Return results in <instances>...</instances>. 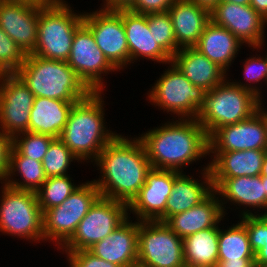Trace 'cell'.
Wrapping results in <instances>:
<instances>
[{"instance_id":"1","label":"cell","mask_w":267,"mask_h":267,"mask_svg":"<svg viewBox=\"0 0 267 267\" xmlns=\"http://www.w3.org/2000/svg\"><path fill=\"white\" fill-rule=\"evenodd\" d=\"M95 164L102 172L101 179L93 180L100 195L127 205L138 195L152 169L141 139L120 134L104 147Z\"/></svg>"},{"instance_id":"2","label":"cell","mask_w":267,"mask_h":267,"mask_svg":"<svg viewBox=\"0 0 267 267\" xmlns=\"http://www.w3.org/2000/svg\"><path fill=\"white\" fill-rule=\"evenodd\" d=\"M179 120L168 121L139 137L152 168L183 172L182 167L209 155L203 126L196 119Z\"/></svg>"},{"instance_id":"3","label":"cell","mask_w":267,"mask_h":267,"mask_svg":"<svg viewBox=\"0 0 267 267\" xmlns=\"http://www.w3.org/2000/svg\"><path fill=\"white\" fill-rule=\"evenodd\" d=\"M101 92H91L76 102L69 113L60 140L79 161L97 159L104 147L118 134L105 128Z\"/></svg>"},{"instance_id":"4","label":"cell","mask_w":267,"mask_h":267,"mask_svg":"<svg viewBox=\"0 0 267 267\" xmlns=\"http://www.w3.org/2000/svg\"><path fill=\"white\" fill-rule=\"evenodd\" d=\"M16 74L35 97L78 102L92 92L67 61L27 54Z\"/></svg>"},{"instance_id":"5","label":"cell","mask_w":267,"mask_h":267,"mask_svg":"<svg viewBox=\"0 0 267 267\" xmlns=\"http://www.w3.org/2000/svg\"><path fill=\"white\" fill-rule=\"evenodd\" d=\"M261 100L252 91L225 79L212 90L206 91L204 104L196 120L209 136L215 129L250 118Z\"/></svg>"},{"instance_id":"6","label":"cell","mask_w":267,"mask_h":267,"mask_svg":"<svg viewBox=\"0 0 267 267\" xmlns=\"http://www.w3.org/2000/svg\"><path fill=\"white\" fill-rule=\"evenodd\" d=\"M66 2L42 8L38 19V39L33 55L67 61L75 31L83 24L84 13H74Z\"/></svg>"},{"instance_id":"7","label":"cell","mask_w":267,"mask_h":267,"mask_svg":"<svg viewBox=\"0 0 267 267\" xmlns=\"http://www.w3.org/2000/svg\"><path fill=\"white\" fill-rule=\"evenodd\" d=\"M0 232L32 241L44 240L43 213L36 192L1 186Z\"/></svg>"},{"instance_id":"8","label":"cell","mask_w":267,"mask_h":267,"mask_svg":"<svg viewBox=\"0 0 267 267\" xmlns=\"http://www.w3.org/2000/svg\"><path fill=\"white\" fill-rule=\"evenodd\" d=\"M152 86L148 98L160 109L177 114L179 119H196L204 104L206 91L194 86L173 63ZM180 116V118H179Z\"/></svg>"},{"instance_id":"9","label":"cell","mask_w":267,"mask_h":267,"mask_svg":"<svg viewBox=\"0 0 267 267\" xmlns=\"http://www.w3.org/2000/svg\"><path fill=\"white\" fill-rule=\"evenodd\" d=\"M127 211L126 203L100 196L60 249L65 252L88 250L122 224L128 218Z\"/></svg>"},{"instance_id":"10","label":"cell","mask_w":267,"mask_h":267,"mask_svg":"<svg viewBox=\"0 0 267 267\" xmlns=\"http://www.w3.org/2000/svg\"><path fill=\"white\" fill-rule=\"evenodd\" d=\"M100 196L96 184L88 181L80 184L60 205L46 210L43 213L44 240L56 242L60 248Z\"/></svg>"},{"instance_id":"11","label":"cell","mask_w":267,"mask_h":267,"mask_svg":"<svg viewBox=\"0 0 267 267\" xmlns=\"http://www.w3.org/2000/svg\"><path fill=\"white\" fill-rule=\"evenodd\" d=\"M137 267H186L183 239L165 222L138 221Z\"/></svg>"},{"instance_id":"12","label":"cell","mask_w":267,"mask_h":267,"mask_svg":"<svg viewBox=\"0 0 267 267\" xmlns=\"http://www.w3.org/2000/svg\"><path fill=\"white\" fill-rule=\"evenodd\" d=\"M83 24L92 32L96 45L117 70L130 64L122 9L100 8L99 11L84 12Z\"/></svg>"},{"instance_id":"13","label":"cell","mask_w":267,"mask_h":267,"mask_svg":"<svg viewBox=\"0 0 267 267\" xmlns=\"http://www.w3.org/2000/svg\"><path fill=\"white\" fill-rule=\"evenodd\" d=\"M67 64L92 92H103V77L117 69L98 48L92 32L82 24L74 33Z\"/></svg>"},{"instance_id":"14","label":"cell","mask_w":267,"mask_h":267,"mask_svg":"<svg viewBox=\"0 0 267 267\" xmlns=\"http://www.w3.org/2000/svg\"><path fill=\"white\" fill-rule=\"evenodd\" d=\"M35 95L16 73L0 74V131L13 138L29 132Z\"/></svg>"},{"instance_id":"15","label":"cell","mask_w":267,"mask_h":267,"mask_svg":"<svg viewBox=\"0 0 267 267\" xmlns=\"http://www.w3.org/2000/svg\"><path fill=\"white\" fill-rule=\"evenodd\" d=\"M210 18L213 23L232 32L243 44L253 49H261L264 45L267 20L250 5L221 1L210 11Z\"/></svg>"},{"instance_id":"16","label":"cell","mask_w":267,"mask_h":267,"mask_svg":"<svg viewBox=\"0 0 267 267\" xmlns=\"http://www.w3.org/2000/svg\"><path fill=\"white\" fill-rule=\"evenodd\" d=\"M252 149L267 150L265 126L257 112L244 121L215 129L208 136V154Z\"/></svg>"},{"instance_id":"17","label":"cell","mask_w":267,"mask_h":267,"mask_svg":"<svg viewBox=\"0 0 267 267\" xmlns=\"http://www.w3.org/2000/svg\"><path fill=\"white\" fill-rule=\"evenodd\" d=\"M181 172L152 168L138 195L128 205L137 221H157L164 213L173 181Z\"/></svg>"},{"instance_id":"18","label":"cell","mask_w":267,"mask_h":267,"mask_svg":"<svg viewBox=\"0 0 267 267\" xmlns=\"http://www.w3.org/2000/svg\"><path fill=\"white\" fill-rule=\"evenodd\" d=\"M42 8L10 0H0V27L27 55L38 39V19Z\"/></svg>"},{"instance_id":"19","label":"cell","mask_w":267,"mask_h":267,"mask_svg":"<svg viewBox=\"0 0 267 267\" xmlns=\"http://www.w3.org/2000/svg\"><path fill=\"white\" fill-rule=\"evenodd\" d=\"M128 217L112 233L88 249L94 256L121 267H137L138 222Z\"/></svg>"},{"instance_id":"20","label":"cell","mask_w":267,"mask_h":267,"mask_svg":"<svg viewBox=\"0 0 267 267\" xmlns=\"http://www.w3.org/2000/svg\"><path fill=\"white\" fill-rule=\"evenodd\" d=\"M123 26L126 33L130 63L142 57L159 63L172 62V58L156 42L148 27V14L122 9ZM135 59V60H134Z\"/></svg>"},{"instance_id":"21","label":"cell","mask_w":267,"mask_h":267,"mask_svg":"<svg viewBox=\"0 0 267 267\" xmlns=\"http://www.w3.org/2000/svg\"><path fill=\"white\" fill-rule=\"evenodd\" d=\"M217 192L213 190L203 201L189 210L170 216L165 224L182 239L198 231L218 227L225 216Z\"/></svg>"},{"instance_id":"22","label":"cell","mask_w":267,"mask_h":267,"mask_svg":"<svg viewBox=\"0 0 267 267\" xmlns=\"http://www.w3.org/2000/svg\"><path fill=\"white\" fill-rule=\"evenodd\" d=\"M177 47H194L206 25L211 21L210 10L189 0H176L169 8Z\"/></svg>"},{"instance_id":"23","label":"cell","mask_w":267,"mask_h":267,"mask_svg":"<svg viewBox=\"0 0 267 267\" xmlns=\"http://www.w3.org/2000/svg\"><path fill=\"white\" fill-rule=\"evenodd\" d=\"M211 179L213 189L217 192V195L222 197L219 199L223 211L225 210L224 204L229 200L233 204L243 205L246 208L252 206V208H260L264 211L267 209V195L261 175ZM224 198H226V202Z\"/></svg>"},{"instance_id":"24","label":"cell","mask_w":267,"mask_h":267,"mask_svg":"<svg viewBox=\"0 0 267 267\" xmlns=\"http://www.w3.org/2000/svg\"><path fill=\"white\" fill-rule=\"evenodd\" d=\"M172 62L194 86L205 91L212 90L227 77L225 70L195 47L180 48L172 57Z\"/></svg>"},{"instance_id":"25","label":"cell","mask_w":267,"mask_h":267,"mask_svg":"<svg viewBox=\"0 0 267 267\" xmlns=\"http://www.w3.org/2000/svg\"><path fill=\"white\" fill-rule=\"evenodd\" d=\"M204 181H197L181 172L173 181L171 194L167 200L165 213L157 220L165 222L170 216L182 213L203 201L214 189L209 165L202 170Z\"/></svg>"},{"instance_id":"26","label":"cell","mask_w":267,"mask_h":267,"mask_svg":"<svg viewBox=\"0 0 267 267\" xmlns=\"http://www.w3.org/2000/svg\"><path fill=\"white\" fill-rule=\"evenodd\" d=\"M76 102L35 97L29 117V132L60 138Z\"/></svg>"},{"instance_id":"27","label":"cell","mask_w":267,"mask_h":267,"mask_svg":"<svg viewBox=\"0 0 267 267\" xmlns=\"http://www.w3.org/2000/svg\"><path fill=\"white\" fill-rule=\"evenodd\" d=\"M266 153L256 149L212 153L214 158L208 164L211 178L258 176Z\"/></svg>"},{"instance_id":"28","label":"cell","mask_w":267,"mask_h":267,"mask_svg":"<svg viewBox=\"0 0 267 267\" xmlns=\"http://www.w3.org/2000/svg\"><path fill=\"white\" fill-rule=\"evenodd\" d=\"M242 44L228 29L210 21L194 47L227 72Z\"/></svg>"},{"instance_id":"29","label":"cell","mask_w":267,"mask_h":267,"mask_svg":"<svg viewBox=\"0 0 267 267\" xmlns=\"http://www.w3.org/2000/svg\"><path fill=\"white\" fill-rule=\"evenodd\" d=\"M219 227L198 231L183 239L186 267H217Z\"/></svg>"},{"instance_id":"30","label":"cell","mask_w":267,"mask_h":267,"mask_svg":"<svg viewBox=\"0 0 267 267\" xmlns=\"http://www.w3.org/2000/svg\"><path fill=\"white\" fill-rule=\"evenodd\" d=\"M20 174L22 182L12 176ZM42 162L23 156L13 145L9 152V169L5 182L10 187L36 192L46 180ZM12 179V180H11Z\"/></svg>"},{"instance_id":"31","label":"cell","mask_w":267,"mask_h":267,"mask_svg":"<svg viewBox=\"0 0 267 267\" xmlns=\"http://www.w3.org/2000/svg\"><path fill=\"white\" fill-rule=\"evenodd\" d=\"M240 258H255L245 225L240 221L224 231L219 227L218 259Z\"/></svg>"},{"instance_id":"32","label":"cell","mask_w":267,"mask_h":267,"mask_svg":"<svg viewBox=\"0 0 267 267\" xmlns=\"http://www.w3.org/2000/svg\"><path fill=\"white\" fill-rule=\"evenodd\" d=\"M69 175L52 176L36 191L38 204L44 213L46 210L60 205L80 185H74Z\"/></svg>"},{"instance_id":"33","label":"cell","mask_w":267,"mask_h":267,"mask_svg":"<svg viewBox=\"0 0 267 267\" xmlns=\"http://www.w3.org/2000/svg\"><path fill=\"white\" fill-rule=\"evenodd\" d=\"M74 159L79 162L78 158L59 138L54 139L41 161L46 177L67 175V170Z\"/></svg>"},{"instance_id":"34","label":"cell","mask_w":267,"mask_h":267,"mask_svg":"<svg viewBox=\"0 0 267 267\" xmlns=\"http://www.w3.org/2000/svg\"><path fill=\"white\" fill-rule=\"evenodd\" d=\"M148 27L156 42L172 58L179 48L169 13H149Z\"/></svg>"},{"instance_id":"35","label":"cell","mask_w":267,"mask_h":267,"mask_svg":"<svg viewBox=\"0 0 267 267\" xmlns=\"http://www.w3.org/2000/svg\"><path fill=\"white\" fill-rule=\"evenodd\" d=\"M22 135V136H21ZM55 138L31 132H22L12 138V145L25 157L42 161Z\"/></svg>"},{"instance_id":"36","label":"cell","mask_w":267,"mask_h":267,"mask_svg":"<svg viewBox=\"0 0 267 267\" xmlns=\"http://www.w3.org/2000/svg\"><path fill=\"white\" fill-rule=\"evenodd\" d=\"M26 54L0 27V74L16 73Z\"/></svg>"},{"instance_id":"37","label":"cell","mask_w":267,"mask_h":267,"mask_svg":"<svg viewBox=\"0 0 267 267\" xmlns=\"http://www.w3.org/2000/svg\"><path fill=\"white\" fill-rule=\"evenodd\" d=\"M246 210L241 211L243 213H240V221L245 225L251 248L256 253L267 242V217L262 213L253 214Z\"/></svg>"},{"instance_id":"38","label":"cell","mask_w":267,"mask_h":267,"mask_svg":"<svg viewBox=\"0 0 267 267\" xmlns=\"http://www.w3.org/2000/svg\"><path fill=\"white\" fill-rule=\"evenodd\" d=\"M258 57H249V59H246L244 64V74L245 79L247 81H250V84H242L241 82H234L238 86H241L242 88L248 89L255 93L259 98H262L260 89L256 87V85L251 86L253 83H259L261 80L265 81L267 84V57L265 58L263 56ZM252 83V84H251Z\"/></svg>"},{"instance_id":"39","label":"cell","mask_w":267,"mask_h":267,"mask_svg":"<svg viewBox=\"0 0 267 267\" xmlns=\"http://www.w3.org/2000/svg\"><path fill=\"white\" fill-rule=\"evenodd\" d=\"M69 267H121L104 259L98 258L88 250H78L75 252H66Z\"/></svg>"},{"instance_id":"40","label":"cell","mask_w":267,"mask_h":267,"mask_svg":"<svg viewBox=\"0 0 267 267\" xmlns=\"http://www.w3.org/2000/svg\"><path fill=\"white\" fill-rule=\"evenodd\" d=\"M175 2L176 0H135L129 10L145 15L149 13H164L168 12Z\"/></svg>"},{"instance_id":"41","label":"cell","mask_w":267,"mask_h":267,"mask_svg":"<svg viewBox=\"0 0 267 267\" xmlns=\"http://www.w3.org/2000/svg\"><path fill=\"white\" fill-rule=\"evenodd\" d=\"M12 138L0 131V180L5 182L9 169V152Z\"/></svg>"},{"instance_id":"42","label":"cell","mask_w":267,"mask_h":267,"mask_svg":"<svg viewBox=\"0 0 267 267\" xmlns=\"http://www.w3.org/2000/svg\"><path fill=\"white\" fill-rule=\"evenodd\" d=\"M254 258H240V260L218 259L217 267H252Z\"/></svg>"},{"instance_id":"43","label":"cell","mask_w":267,"mask_h":267,"mask_svg":"<svg viewBox=\"0 0 267 267\" xmlns=\"http://www.w3.org/2000/svg\"><path fill=\"white\" fill-rule=\"evenodd\" d=\"M135 0H105L103 9L107 10H121V9H129Z\"/></svg>"},{"instance_id":"44","label":"cell","mask_w":267,"mask_h":267,"mask_svg":"<svg viewBox=\"0 0 267 267\" xmlns=\"http://www.w3.org/2000/svg\"><path fill=\"white\" fill-rule=\"evenodd\" d=\"M17 3H24L38 8H47L57 3L55 0H10Z\"/></svg>"},{"instance_id":"45","label":"cell","mask_w":267,"mask_h":267,"mask_svg":"<svg viewBox=\"0 0 267 267\" xmlns=\"http://www.w3.org/2000/svg\"><path fill=\"white\" fill-rule=\"evenodd\" d=\"M250 6L267 20V0H251Z\"/></svg>"},{"instance_id":"46","label":"cell","mask_w":267,"mask_h":267,"mask_svg":"<svg viewBox=\"0 0 267 267\" xmlns=\"http://www.w3.org/2000/svg\"><path fill=\"white\" fill-rule=\"evenodd\" d=\"M254 262L267 264V242L260 250L255 253Z\"/></svg>"},{"instance_id":"47","label":"cell","mask_w":267,"mask_h":267,"mask_svg":"<svg viewBox=\"0 0 267 267\" xmlns=\"http://www.w3.org/2000/svg\"><path fill=\"white\" fill-rule=\"evenodd\" d=\"M189 1L194 2L202 7H205L210 11L221 2V0H189Z\"/></svg>"},{"instance_id":"48","label":"cell","mask_w":267,"mask_h":267,"mask_svg":"<svg viewBox=\"0 0 267 267\" xmlns=\"http://www.w3.org/2000/svg\"><path fill=\"white\" fill-rule=\"evenodd\" d=\"M263 103L261 101V103L258 105L257 108V113L262 117L263 119V124L265 126V132H266V139H267V109L264 108L263 106H261Z\"/></svg>"},{"instance_id":"49","label":"cell","mask_w":267,"mask_h":267,"mask_svg":"<svg viewBox=\"0 0 267 267\" xmlns=\"http://www.w3.org/2000/svg\"><path fill=\"white\" fill-rule=\"evenodd\" d=\"M223 2H231L240 5H250L251 0H221Z\"/></svg>"},{"instance_id":"50","label":"cell","mask_w":267,"mask_h":267,"mask_svg":"<svg viewBox=\"0 0 267 267\" xmlns=\"http://www.w3.org/2000/svg\"><path fill=\"white\" fill-rule=\"evenodd\" d=\"M260 175L261 176H267V153H266L264 160H263V165H262Z\"/></svg>"},{"instance_id":"51","label":"cell","mask_w":267,"mask_h":267,"mask_svg":"<svg viewBox=\"0 0 267 267\" xmlns=\"http://www.w3.org/2000/svg\"><path fill=\"white\" fill-rule=\"evenodd\" d=\"M262 183L264 184V188L267 195V176H261Z\"/></svg>"},{"instance_id":"52","label":"cell","mask_w":267,"mask_h":267,"mask_svg":"<svg viewBox=\"0 0 267 267\" xmlns=\"http://www.w3.org/2000/svg\"><path fill=\"white\" fill-rule=\"evenodd\" d=\"M252 267H267V264H261V263L254 262Z\"/></svg>"},{"instance_id":"53","label":"cell","mask_w":267,"mask_h":267,"mask_svg":"<svg viewBox=\"0 0 267 267\" xmlns=\"http://www.w3.org/2000/svg\"><path fill=\"white\" fill-rule=\"evenodd\" d=\"M57 3H60V2H66L65 0H55Z\"/></svg>"}]
</instances>
